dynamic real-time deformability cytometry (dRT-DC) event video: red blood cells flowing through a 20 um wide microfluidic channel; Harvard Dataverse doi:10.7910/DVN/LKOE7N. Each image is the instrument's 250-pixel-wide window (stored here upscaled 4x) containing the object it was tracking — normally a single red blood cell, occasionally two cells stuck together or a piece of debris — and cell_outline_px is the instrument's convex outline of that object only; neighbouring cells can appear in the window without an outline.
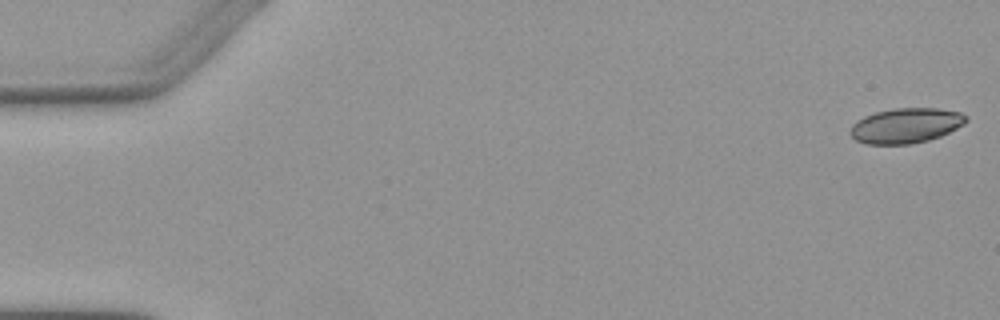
{"species": "Egyptian fruit bat (a non-hibernating species)", "species_latin": "Rousettus aegyptiacus", "temperature_condition": "warm", "stored_images_in_passage": 5, "camera_frame_rate_fps": 3000, "um_per_image_px": 0.085, "animal": {"sex": "female"}, "frame": {"image": 1, "passage_image": 1, "time_ms": 0.0, "image_size_px": [1000, 320], "cell_outline_px": [[968, 120], [964, 124], [940, 136], [928, 140], [908, 144], [864, 144], [856, 140], [848, 132], [852, 124], [856, 120], [864, 116], [876, 112], [896, 108], [936, 108], [960, 112], [968, 116]], "centroid_in_image_um": [76.97, 10.67], "position_along_channel_um": 8.0, "area_um2": 23.7}}